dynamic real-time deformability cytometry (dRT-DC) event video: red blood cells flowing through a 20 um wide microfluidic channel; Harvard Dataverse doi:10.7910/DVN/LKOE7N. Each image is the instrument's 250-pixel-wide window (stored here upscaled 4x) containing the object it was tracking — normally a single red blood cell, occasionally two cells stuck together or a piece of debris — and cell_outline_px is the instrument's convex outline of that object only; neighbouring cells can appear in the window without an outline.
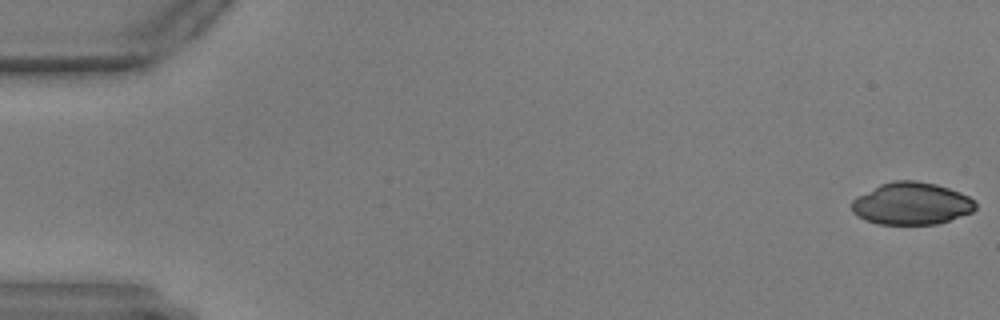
{"species": "common noctule bat (a hibernating species)", "species_latin": "Nyctalus noctula", "temperature_condition": "warm", "stored_images_in_passage": 58, "camera_frame_rate_fps": 3000, "um_per_image_px": 0.085, "animal": {"sex": "male", "body_mass_g": 17.9, "forearm_length_mm": 54.2}, "frame": {"image": 1, "passage_image": 1, "time_ms": 0.0, "image_size_px": [1000, 320], "cell_outline_px": [[976, 208], [972, 212], [936, 224], [876, 224], [864, 220], [856, 216], [852, 212], [852, 200], [856, 196], [880, 184], [892, 180], [916, 180], [936, 184], [960, 192], [968, 196], [976, 204]], "centroid_in_image_um": [77.43, 17.3], "position_along_channel_um": 7.6, "area_um2": 30.58}}
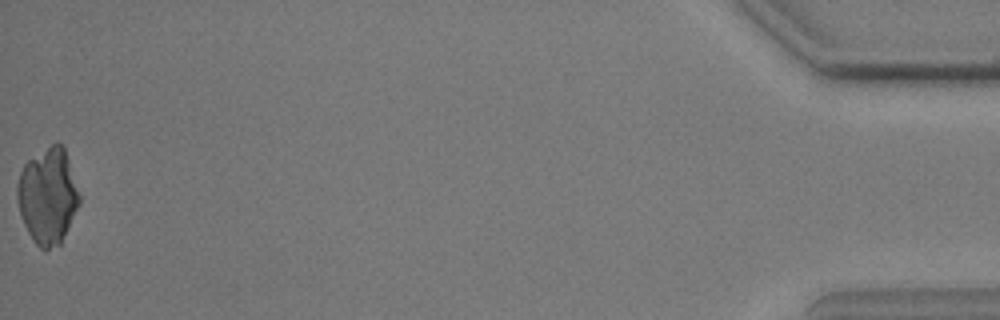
{"frame": {"image": 2, "passage_image": 58, "time_ms": 19.0, "image_size_px": [1000, 320], "cell_outline_px": [[80, 204], [60, 244], [44, 252], [32, 240], [20, 216], [16, 200], [16, 184], [20, 172], [24, 164], [28, 160], [56, 140], [64, 144], [80, 196]], "centroid_in_image_um": [4.05, 16.65], "position_along_channel_um": 431.1, "area_um2": 35.26}}